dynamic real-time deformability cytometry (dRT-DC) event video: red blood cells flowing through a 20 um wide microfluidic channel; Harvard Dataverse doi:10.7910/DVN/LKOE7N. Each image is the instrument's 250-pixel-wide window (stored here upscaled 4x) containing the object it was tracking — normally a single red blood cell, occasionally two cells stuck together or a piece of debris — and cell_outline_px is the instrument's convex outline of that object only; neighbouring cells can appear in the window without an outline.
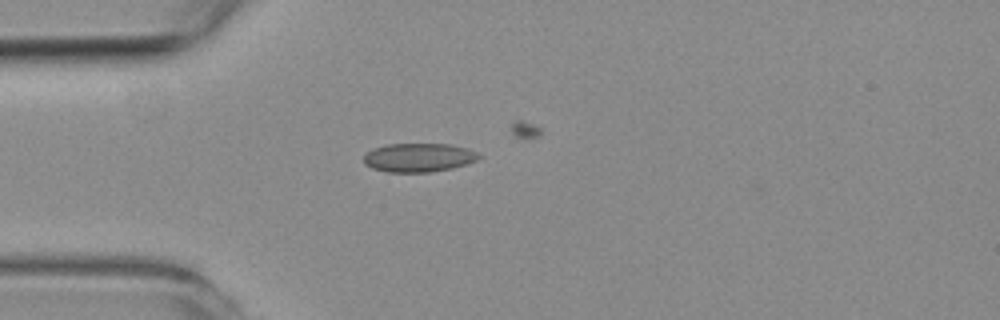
{"species": "common noctule bat (a hibernating species)", "species_latin": "Nyctalus noctula", "temperature_condition": "room temperature", "stored_images_in_passage": 15, "camera_frame_rate_fps": 3000, "um_per_image_px": 0.085, "animal": {"sex": "female", "body_mass_g": 19.3, "forearm_length_mm": 54.1}, "frame": {"image": 1, "passage_image": 1, "time_ms": 0.0, "image_size_px": [1000, 320], "cell_outline_px": [[484, 156], [468, 164], [452, 168], [432, 172], [384, 172], [372, 168], [364, 164], [364, 156], [368, 152], [376, 148], [388, 144], [448, 144], [468, 148]], "centroid_in_image_um": [35.62, 13.4], "position_along_channel_um": 49.4, "area_um2": 19.36}}
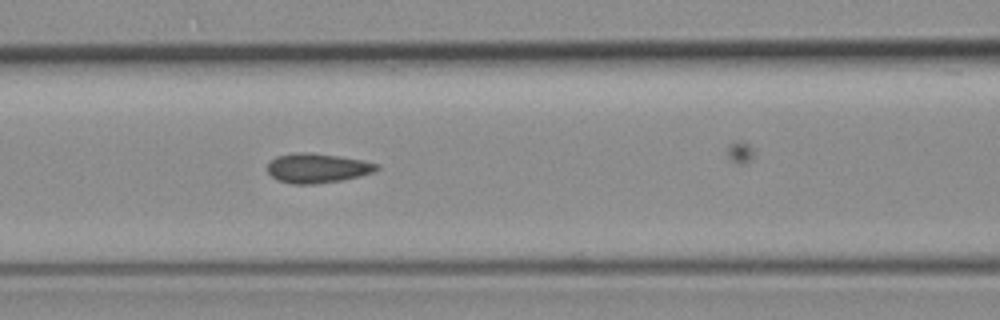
{"frame": {"image": 2, "passage_image": 9, "time_ms": 2.667, "image_size_px": [1000, 320], "cell_outline_px": [[380, 168], [372, 172], [360, 176], [344, 180], [316, 184], [292, 184], [276, 180], [268, 172], [268, 164], [276, 156], [296, 152], [308, 152], [340, 156], [364, 160], [380, 164]], "centroid_in_image_um": [27.0, 14.29], "position_along_channel_um": 139.6, "area_um2": 19.02}}
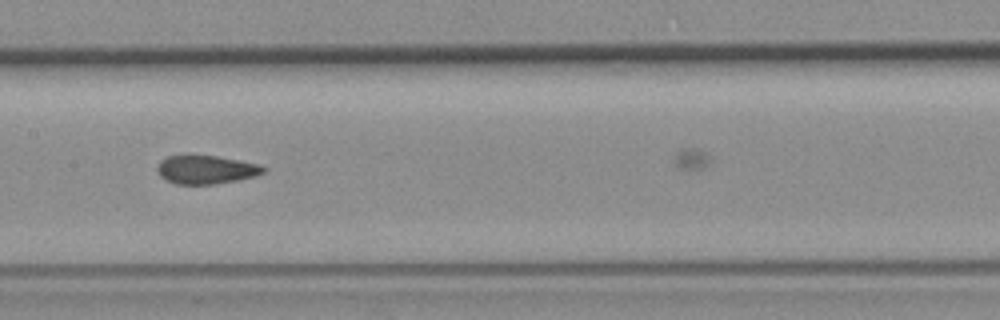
{"frame": {"image": 3, "passage_image": 13, "time_ms": 4.0, "image_size_px": [1000, 320], "cell_outline_px": [[268, 168], [264, 172], [256, 176], [216, 184], [176, 184], [164, 180], [156, 172], [156, 168], [160, 160], [168, 156], [216, 156], [260, 164]], "centroid_in_image_um": [17.5, 14.43], "position_along_channel_um": 189.9, "area_um2": 17.69}}